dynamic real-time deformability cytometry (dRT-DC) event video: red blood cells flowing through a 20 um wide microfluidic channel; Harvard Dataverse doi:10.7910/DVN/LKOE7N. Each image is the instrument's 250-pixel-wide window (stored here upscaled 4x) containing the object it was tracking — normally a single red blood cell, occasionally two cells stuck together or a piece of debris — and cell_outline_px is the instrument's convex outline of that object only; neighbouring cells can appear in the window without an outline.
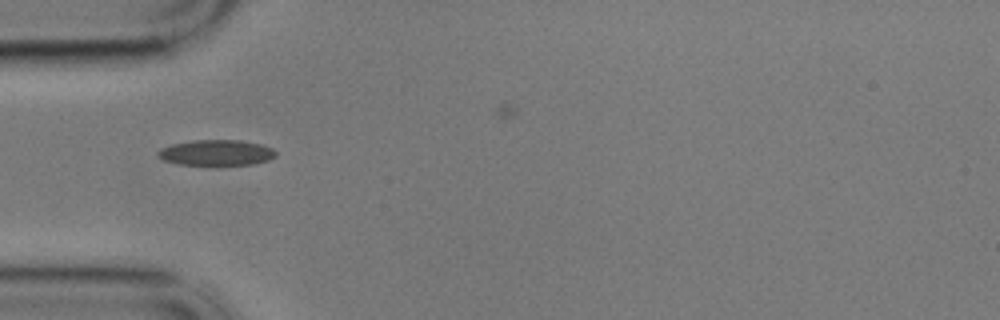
{"species": "common noctule bat (a hibernating species)", "species_latin": "Nyctalus noctula", "temperature_condition": "cold", "stored_images_in_passage": 11, "camera_frame_rate_fps": 3000, "um_per_image_px": 0.085, "animal": {"sex": "male", "body_mass_g": 17.9}, "frame": {"image": 1, "passage_image": 1, "time_ms": 0.0, "image_size_px": [1000, 320], "cell_outline_px": [[276, 156], [268, 160], [252, 164], [180, 164], [164, 160], [156, 156], [156, 152], [160, 148], [172, 144], [196, 140], [240, 140], [260, 144], [272, 148], [276, 152]], "centroid_in_image_um": [18.37, 12.96], "position_along_channel_um": 66.6, "area_um2": 17.4}}